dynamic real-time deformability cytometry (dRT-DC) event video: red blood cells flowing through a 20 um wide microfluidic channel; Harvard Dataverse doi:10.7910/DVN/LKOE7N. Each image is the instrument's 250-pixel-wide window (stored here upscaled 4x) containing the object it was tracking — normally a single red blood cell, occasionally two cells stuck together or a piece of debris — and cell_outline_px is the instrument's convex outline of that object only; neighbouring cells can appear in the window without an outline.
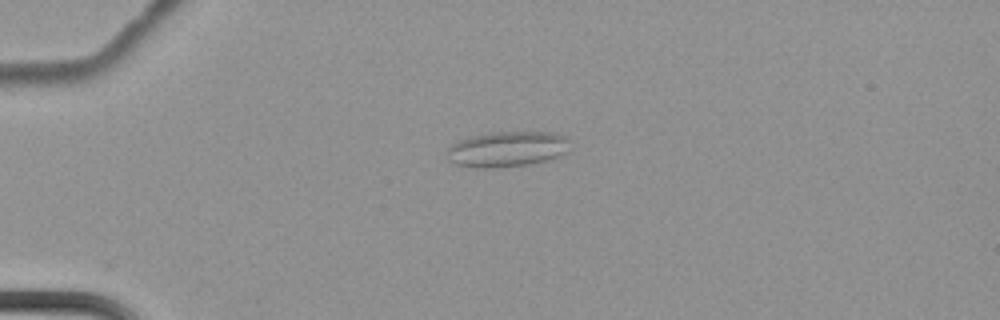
{"species": "common noctule bat (a hibernating species)", "species_latin": "Nyctalus noctula", "temperature_condition": "cold", "stored_images_in_passage": 5, "camera_frame_rate_fps": 3000, "um_per_image_px": 0.085, "animal": {"sex": "female", "body_mass_g": 22.7, "forearm_length_mm": 54.2}, "frame": {"image": 1, "passage_image": 4, "time_ms": 1.0, "image_size_px": [1000, 320], "cell_outline_px": [[572, 152], [548, 160], [528, 164], [492, 168], [476, 168], [456, 164], [448, 160], [444, 152], [452, 144], [460, 140], [472, 136], [488, 132], [552, 132], [568, 136]], "centroid_in_image_um": [43.16, 12.67], "position_along_channel_um": 41.8, "area_um2": 26.01}}